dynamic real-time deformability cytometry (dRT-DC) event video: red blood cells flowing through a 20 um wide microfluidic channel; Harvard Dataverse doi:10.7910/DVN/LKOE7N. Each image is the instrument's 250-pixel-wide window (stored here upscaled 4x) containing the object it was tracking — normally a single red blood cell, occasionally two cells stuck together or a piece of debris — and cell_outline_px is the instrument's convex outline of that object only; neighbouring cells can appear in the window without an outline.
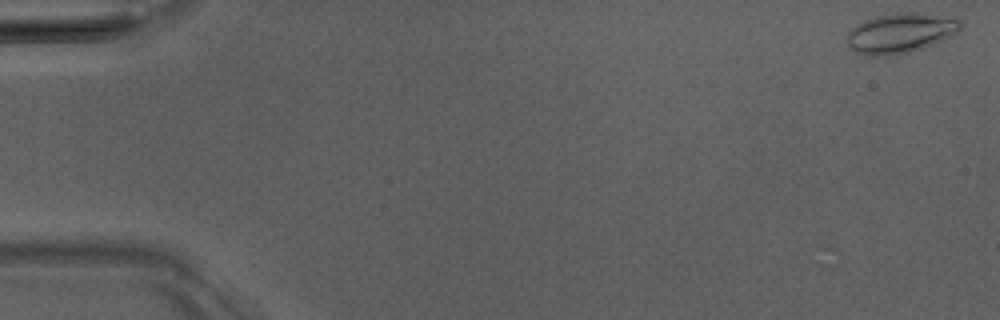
{"species": "Egyptian fruit bat (a non-hibernating species)", "species_latin": "Rousettus aegyptiacus", "temperature_condition": "room temperature", "stored_images_in_passage": 4, "camera_frame_rate_fps": 3000, "um_per_image_px": 0.085, "animal": {"sex": "male"}, "frame": {"image": 1, "passage_image": 1, "time_ms": 0.0, "image_size_px": [1000, 320], "cell_outline_px": [[964, 24], [952, 36], [920, 48], [908, 52], [888, 56], [868, 56], [856, 52], [848, 44], [848, 32], [856, 24], [864, 20], [896, 12], [920, 12], [956, 16]], "centroid_in_image_um": [76.59, 2.78], "position_along_channel_um": 8.4, "area_um2": 26.53}}